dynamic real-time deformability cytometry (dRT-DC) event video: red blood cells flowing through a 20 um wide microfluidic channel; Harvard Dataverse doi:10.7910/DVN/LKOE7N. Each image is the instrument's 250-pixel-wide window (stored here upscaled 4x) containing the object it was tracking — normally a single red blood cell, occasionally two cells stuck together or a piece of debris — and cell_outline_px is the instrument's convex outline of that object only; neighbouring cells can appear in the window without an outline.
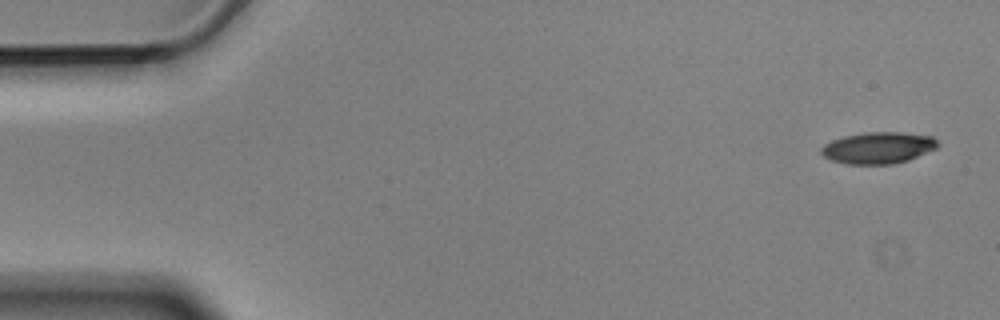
{"species": "Egyptian fruit bat (a non-hibernating species)", "species_latin": "Rousettus aegyptiacus", "temperature_condition": "cold", "stored_images_in_passage": 5, "segment_of_instrument_passage": [1, 2], "camera_frame_rate_fps": 3000, "um_per_image_px": 0.085, "animal": {"sex": "male"}, "frame": {"image": 1, "passage_image": 1, "time_ms": 0.0, "image_size_px": [1000, 320], "cell_outline_px": [[940, 144], [936, 148], [908, 160], [892, 164], [848, 164], [832, 160], [824, 156], [820, 152], [820, 148], [824, 144], [832, 140], [844, 136], [864, 132], [900, 132], [932, 136]], "centroid_in_image_um": [74.63, 12.56], "position_along_channel_um": 10.4, "area_um2": 21.39}}
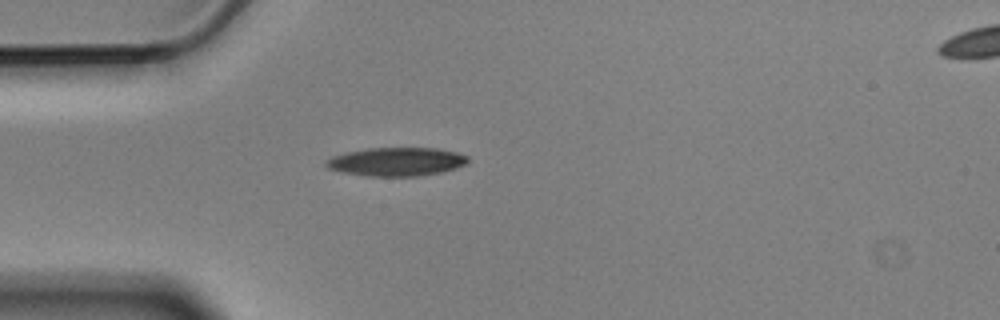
{"frame": {"image": 2, "passage_image": 4, "time_ms": 1.0, "image_size_px": [1000, 320], "cell_outline_px": [[468, 164], [456, 168], [440, 172], [416, 176], [368, 176], [340, 172], [328, 168], [324, 164], [324, 160], [332, 156], [344, 152], [368, 148], [436, 148], [456, 152], [468, 156]], "centroid_in_image_um": [33.66, 13.74], "position_along_channel_um": 51.3, "area_um2": 23.76}}